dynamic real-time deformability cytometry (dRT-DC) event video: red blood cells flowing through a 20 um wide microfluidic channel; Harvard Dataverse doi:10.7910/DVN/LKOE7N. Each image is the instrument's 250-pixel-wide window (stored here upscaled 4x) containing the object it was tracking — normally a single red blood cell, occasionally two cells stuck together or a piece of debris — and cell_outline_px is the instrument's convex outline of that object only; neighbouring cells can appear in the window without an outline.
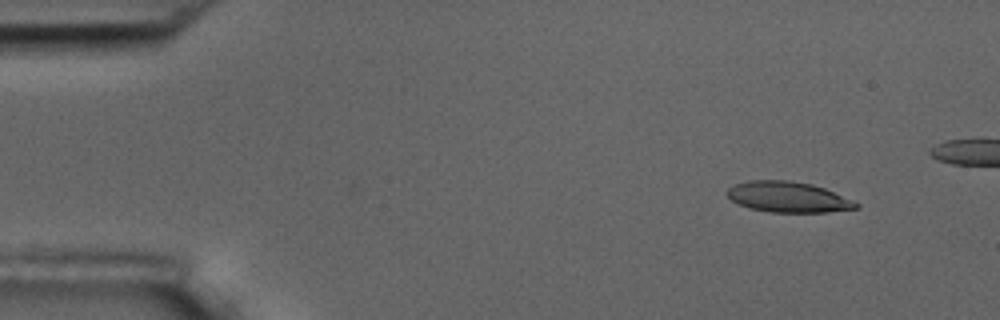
{"species": "common noctule bat (a hibernating species)", "species_latin": "Nyctalus noctula", "temperature_condition": "room temperature", "stored_images_in_passage": 5, "camera_frame_rate_fps": 3000, "um_per_image_px": 0.085, "animal": {"sex": "male", "body_mass_g": 17.5, "forearm_length_mm": 52.3}, "frame": {"image": 1, "passage_image": 1, "time_ms": 0.0, "image_size_px": [1000, 320], "cell_outline_px": [[860, 208], [828, 212], [772, 212], [752, 208], [740, 204], [732, 200], [724, 192], [728, 188], [736, 184], [748, 180], [788, 180], [812, 184], [824, 188], [852, 200], [860, 204]], "centroid_in_image_um": [67.0, 16.74], "position_along_channel_um": 18.0, "area_um2": 22.89}}